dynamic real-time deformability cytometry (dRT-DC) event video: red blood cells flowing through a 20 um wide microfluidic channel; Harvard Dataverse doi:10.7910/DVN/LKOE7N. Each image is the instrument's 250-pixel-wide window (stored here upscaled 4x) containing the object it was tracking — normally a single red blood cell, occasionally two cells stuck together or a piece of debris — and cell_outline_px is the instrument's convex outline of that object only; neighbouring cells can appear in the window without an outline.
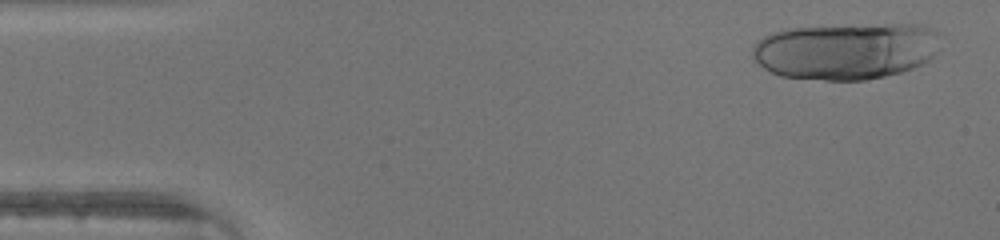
{"species": "human", "species_latin": "Homo sapiens", "temperature_condition": "warm", "stored_images_in_passage": 45, "camera_frame_rate_fps": 3000, "um_per_image_px": 0.085, "donor": {"sex": "male"}, "frame": {"image": 1, "passage_image": 2, "time_ms": 0.333, "image_size_px": [1000, 240], "cell_outline_px": [[940, 48], [924, 64], [900, 72], [884, 76], [864, 80], [824, 80], [780, 76], [764, 68], [752, 56], [752, 44], [764, 36], [772, 32], [788, 28], [884, 24], [916, 24], [940, 32]], "centroid_in_image_um": [71.92, 4.33], "position_along_channel_um": 13.1, "area_um2": 62.37}}
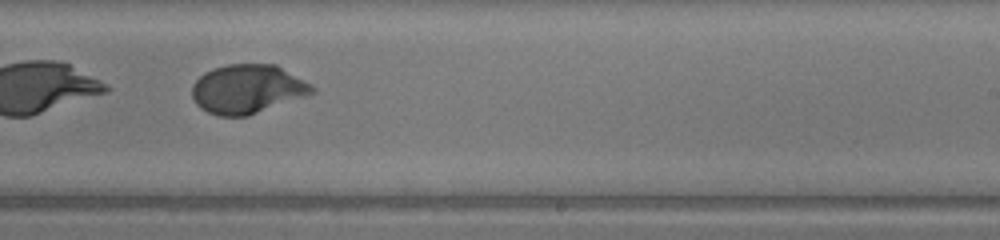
{"frame": {"image": 2, "passage_image": 28, "time_ms": 9.0, "image_size_px": [1000, 240], "cell_outline_px": [[316, 92], [248, 116], [216, 116], [200, 108], [196, 104], [192, 96], [192, 84], [204, 72], [212, 68], [228, 64], [276, 64], [312, 84], [316, 88]], "centroid_in_image_um": [21.02, 7.56], "position_along_channel_um": 268.0, "area_um2": 34.45}}
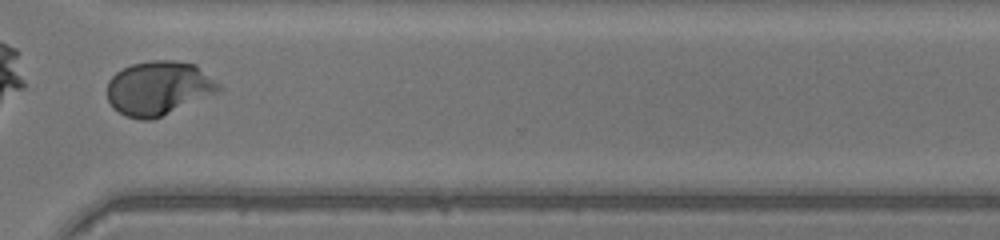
{"frame": {"image": 3, "passage_image": 34, "time_ms": 11.0, "image_size_px": [1000, 240], "cell_outline_px": [[224, 88], [220, 92], [152, 120], [140, 120], [124, 116], [112, 108], [108, 100], [108, 80], [116, 72], [132, 64], [152, 60], [172, 60], [196, 64], [220, 84]], "centroid_in_image_um": [13.5, 7.5], "position_along_channel_um": 357.1, "area_um2": 35.49}}